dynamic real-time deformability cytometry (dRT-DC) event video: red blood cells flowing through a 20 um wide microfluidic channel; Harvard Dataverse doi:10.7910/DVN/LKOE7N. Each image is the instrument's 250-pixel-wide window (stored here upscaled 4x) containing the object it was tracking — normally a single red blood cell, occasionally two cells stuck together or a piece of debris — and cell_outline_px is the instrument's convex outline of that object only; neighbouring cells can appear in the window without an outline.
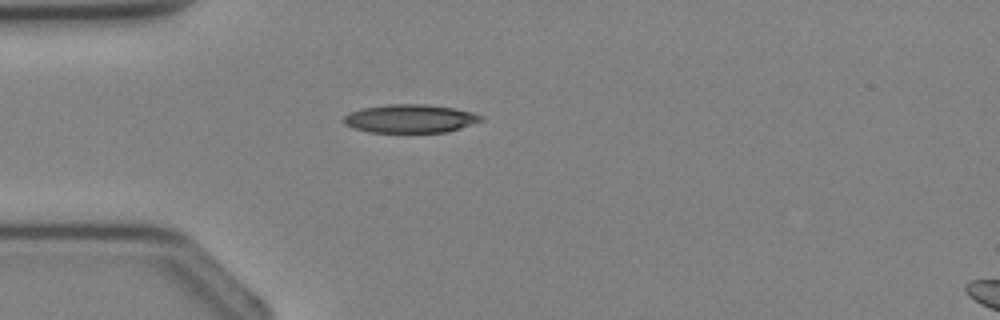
{"species": "Egyptian fruit bat (a non-hibernating species)", "species_latin": "Rousettus aegyptiacus", "temperature_condition": "cold", "stored_images_in_passage": 2, "segment_of_instrument_passage": [1, 2], "camera_frame_rate_fps": 3000, "um_per_image_px": 0.085, "animal": {"sex": "female"}, "frame": {"image": 1, "passage_image": 1, "time_ms": 0.0, "image_size_px": [1000, 320], "cell_outline_px": [[484, 120], [448, 132], [368, 132], [352, 128], [344, 124], [344, 116], [360, 108], [388, 104], [424, 104], [452, 108], [472, 112], [484, 116]], "centroid_in_image_um": [34.86, 10.08], "position_along_channel_um": 50.1, "area_um2": 22.72}}